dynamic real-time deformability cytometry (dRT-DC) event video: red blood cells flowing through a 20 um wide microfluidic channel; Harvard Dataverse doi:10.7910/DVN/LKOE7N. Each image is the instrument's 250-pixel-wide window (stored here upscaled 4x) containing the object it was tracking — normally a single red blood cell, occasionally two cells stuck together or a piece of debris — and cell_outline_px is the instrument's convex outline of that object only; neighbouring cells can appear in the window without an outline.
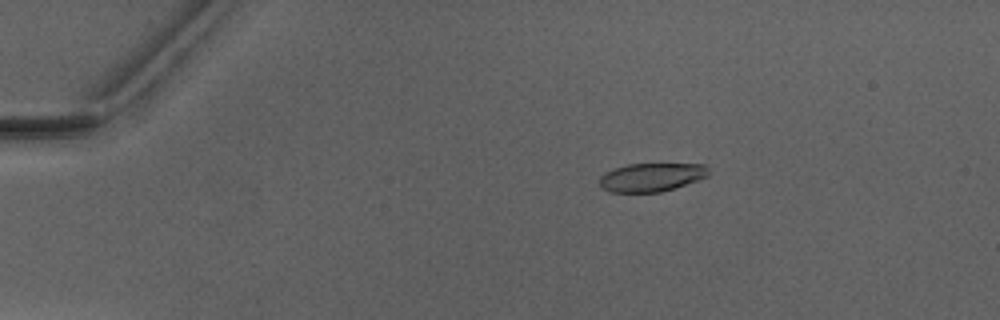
{"species": "Egyptian fruit bat (a non-hibernating species)", "species_latin": "Rousettus aegyptiacus", "temperature_condition": "warm", "stored_images_in_passage": 5, "camera_frame_rate_fps": 3000, "um_per_image_px": 0.085, "animal": {"sex": "male"}, "frame": {"image": 1, "passage_image": 3, "time_ms": 2.333, "image_size_px": [1000, 320], "cell_outline_px": [[712, 172], [708, 176], [660, 192], [608, 192], [600, 188], [600, 176], [604, 172], [628, 164], [704, 164]], "centroid_in_image_um": [55.35, 15.06], "position_along_channel_um": 29.7, "area_um2": 18.03}}